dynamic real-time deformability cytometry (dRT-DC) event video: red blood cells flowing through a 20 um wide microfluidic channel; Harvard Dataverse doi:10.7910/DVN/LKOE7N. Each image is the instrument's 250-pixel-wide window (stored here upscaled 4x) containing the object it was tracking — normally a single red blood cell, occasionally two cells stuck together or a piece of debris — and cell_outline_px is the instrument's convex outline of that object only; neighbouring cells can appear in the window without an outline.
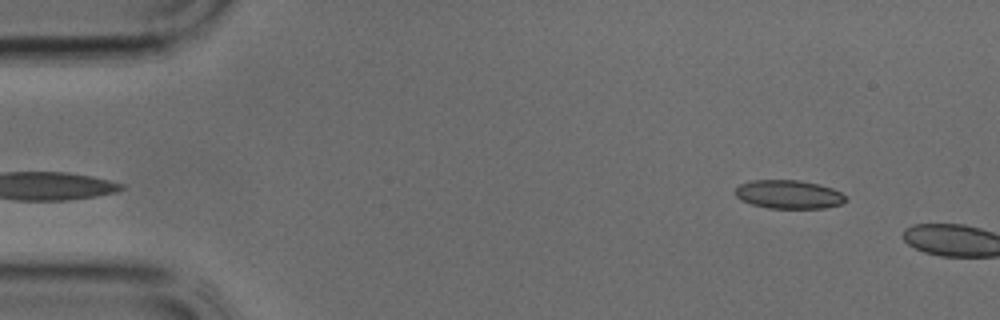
{"species": "common noctule bat (a hibernating species)", "species_latin": "Nyctalus noctula", "temperature_condition": "cold", "stored_images_in_passage": 2, "camera_frame_rate_fps": 3000, "um_per_image_px": 0.085, "animal": {"sex": "male", "body_mass_g": 17.9, "forearm_length_mm": 54.2}, "frame": {"image": 1, "passage_image": 1, "time_ms": 0.0, "image_size_px": [1000, 320], "cell_outline_px": [[848, 200], [840, 204], [824, 208], [768, 208], [752, 204], [740, 200], [736, 196], [736, 188], [740, 184], [752, 180], [800, 180], [832, 188], [848, 196]], "centroid_in_image_um": [67.05, 16.52], "position_along_channel_um": 17.9, "area_um2": 18.38}}